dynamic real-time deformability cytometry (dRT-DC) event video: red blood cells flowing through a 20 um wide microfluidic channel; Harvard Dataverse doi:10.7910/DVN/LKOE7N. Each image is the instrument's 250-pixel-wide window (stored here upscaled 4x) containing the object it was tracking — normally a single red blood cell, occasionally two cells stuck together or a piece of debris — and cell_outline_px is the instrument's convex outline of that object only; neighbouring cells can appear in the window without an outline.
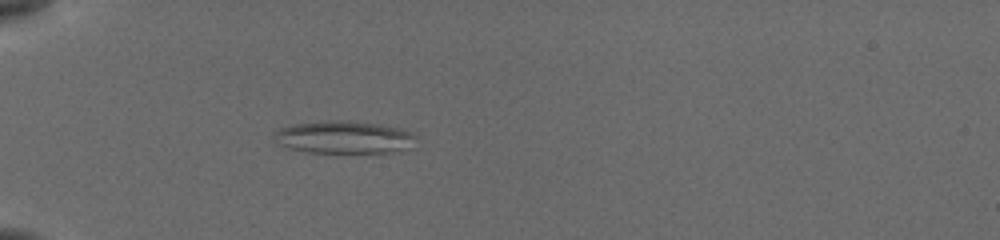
{"species": "common noctule bat (a hibernating species)", "species_latin": "Nyctalus noctula", "temperature_condition": "cold", "stored_images_in_passage": 55, "camera_frame_rate_fps": 3000, "um_per_image_px": 0.085, "animal": {"sex": "female", "body_mass_g": 19.5, "forearm_length_mm": 54.1}, "frame": {"image": 1, "passage_image": 18, "time_ms": 5.667, "image_size_px": [1000, 240], "cell_outline_px": [[416, 136], [400, 148], [388, 152], [308, 152], [276, 144], [272, 136], [280, 128], [296, 124], [332, 120], [348, 120], [380, 124], [400, 128]], "centroid_in_image_um": [29.1, 11.64], "position_along_channel_um": 55.9, "area_um2": 26.07}}
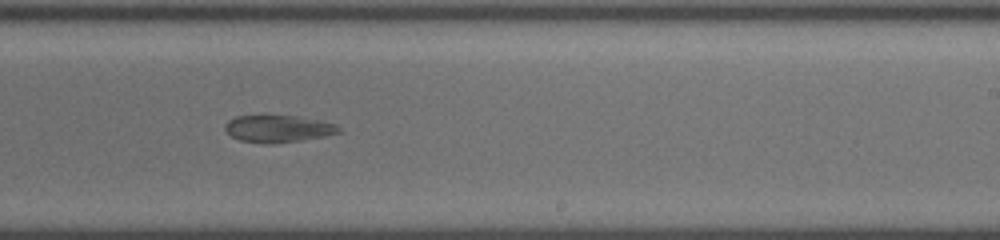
{"frame": {"image": 2, "passage_image": 36, "time_ms": 11.667, "image_size_px": [1000, 240], "cell_outline_px": [[340, 132], [324, 136], [300, 140], [272, 144], [264, 144], [240, 140], [232, 136], [224, 128], [224, 124], [228, 120], [236, 116], [292, 116], [320, 120], [336, 124], [340, 128]], "centroid_in_image_um": [23.62, 10.95], "position_along_channel_um": 265.4, "area_um2": 17.8}}
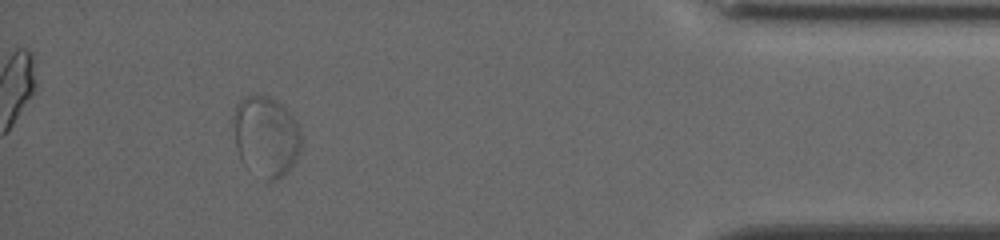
{"frame": {"image": 3, "passage_image": 51, "time_ms": 16.667, "image_size_px": [1000, 240], "cell_outline_px": [[300, 148], [292, 164], [276, 180], [264, 180], [244, 164], [240, 160], [236, 148], [232, 120], [232, 116], [236, 104], [244, 96], [268, 96], [276, 100], [296, 120], [300, 136]], "centroid_in_image_um": [22.55, 11.57], "position_along_channel_um": 412.7, "area_um2": 31.5}}